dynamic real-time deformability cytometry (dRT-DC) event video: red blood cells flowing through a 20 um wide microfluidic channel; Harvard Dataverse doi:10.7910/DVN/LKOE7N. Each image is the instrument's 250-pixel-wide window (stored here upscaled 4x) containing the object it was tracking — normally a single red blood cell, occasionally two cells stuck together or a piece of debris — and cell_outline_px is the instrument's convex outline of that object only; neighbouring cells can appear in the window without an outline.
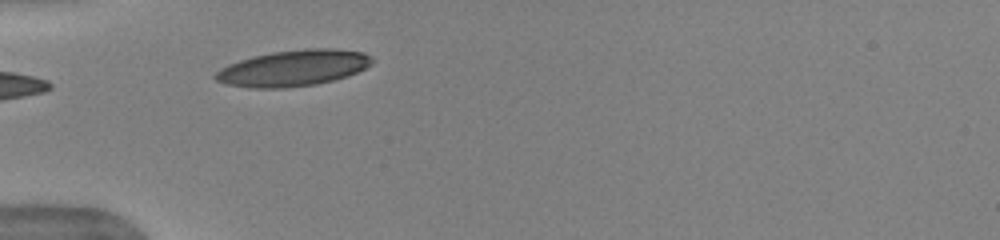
{"species": "human", "species_latin": "Homo sapiens", "temperature_condition": "warm", "stored_images_in_passage": 4, "camera_frame_rate_fps": 3000, "um_per_image_px": 0.085, "donor": {"sex": "female"}, "frame": {"image": 1, "passage_image": 1, "time_ms": 0.0, "image_size_px": [1000, 240], "cell_outline_px": [[376, 60], [372, 64], [348, 76], [316, 84], [284, 88], [252, 88], [224, 84], [216, 80], [212, 76], [220, 68], [228, 64], [252, 56], [272, 52], [304, 48], [332, 48], [364, 52], [372, 56]], "centroid_in_image_um": [24.93, 5.78], "position_along_channel_um": 60.1, "area_um2": 33.23}}